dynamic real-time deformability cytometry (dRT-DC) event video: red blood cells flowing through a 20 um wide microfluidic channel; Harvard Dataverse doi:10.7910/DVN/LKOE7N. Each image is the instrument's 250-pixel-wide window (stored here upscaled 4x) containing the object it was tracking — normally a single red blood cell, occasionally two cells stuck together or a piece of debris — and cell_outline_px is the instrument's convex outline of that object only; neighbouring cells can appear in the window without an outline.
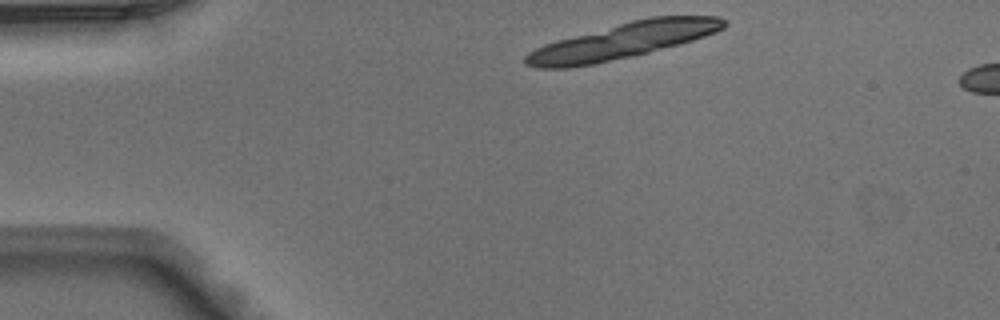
{"species": "Egyptian fruit bat (a non-hibernating species)", "species_latin": "Rousettus aegyptiacus", "temperature_condition": "warm", "stored_images_in_passage": 6, "camera_frame_rate_fps": 3000, "um_per_image_px": 0.085, "animal": {"sex": "male"}, "frame": {"image": 1, "passage_image": 1, "time_ms": 0.0, "image_size_px": [1000, 320], "cell_outline_px": [[728, 24], [724, 28], [716, 32], [680, 44], [632, 56], [596, 64], [568, 68], [540, 68], [524, 64], [524, 56], [528, 52], [544, 44], [556, 40], [632, 20], [652, 16], [720, 16], [728, 20]], "centroid_in_image_um": [52.94, 3.47], "position_along_channel_um": 32.1, "area_um2": 41.33}}